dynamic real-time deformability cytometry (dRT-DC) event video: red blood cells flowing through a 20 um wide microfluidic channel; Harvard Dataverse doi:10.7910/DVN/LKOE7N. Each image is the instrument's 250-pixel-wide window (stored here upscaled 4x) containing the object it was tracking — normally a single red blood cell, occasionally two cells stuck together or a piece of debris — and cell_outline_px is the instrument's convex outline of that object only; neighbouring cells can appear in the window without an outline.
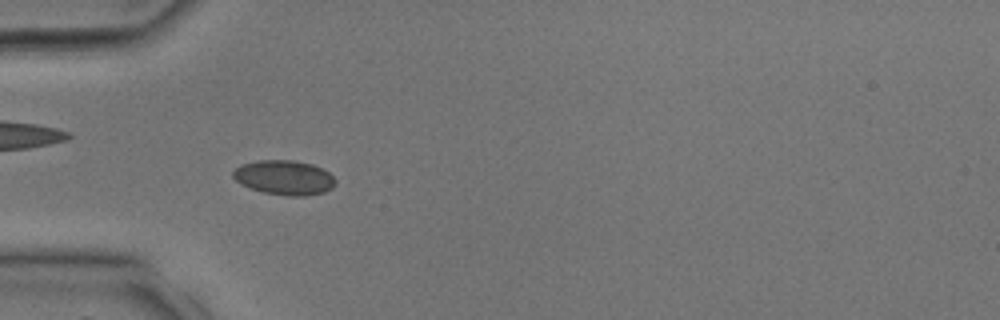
{"species": "common noctule bat (a hibernating species)", "species_latin": "Nyctalus noctula", "temperature_condition": "room temperature", "stored_images_in_passage": 34, "camera_frame_rate_fps": 3000, "um_per_image_px": 0.085, "animal": {"sex": "male", "body_mass_g": 17.9, "forearm_length_mm": 54.2}, "frame": {"image": 1, "passage_image": 11, "time_ms": 3.333, "image_size_px": [1000, 320], "cell_outline_px": [[336, 184], [332, 188], [324, 192], [304, 196], [288, 196], [264, 192], [240, 184], [232, 176], [232, 172], [240, 164], [260, 160], [292, 160], [312, 164], [328, 172], [336, 180]], "centroid_in_image_um": [24.16, 15.09], "position_along_channel_um": 60.8, "area_um2": 20.58}}
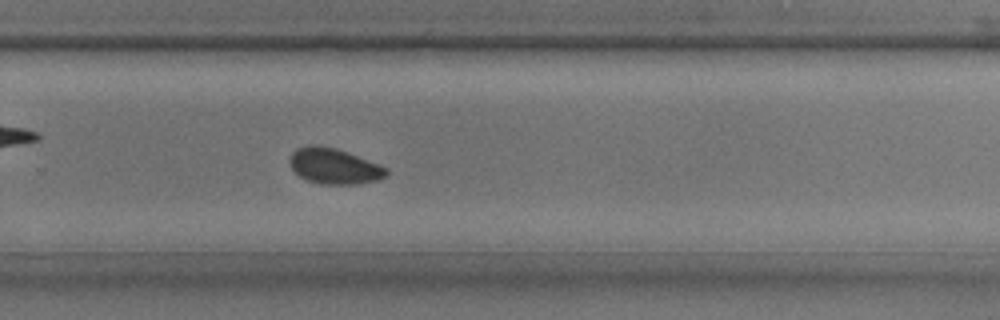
{"frame": {"image": 2, "passage_image": 23, "time_ms": 7.333, "image_size_px": [1000, 320], "cell_outline_px": [[388, 176], [376, 180], [356, 184], [320, 184], [308, 180], [300, 176], [292, 168], [288, 160], [292, 152], [296, 148], [308, 144], [316, 144], [336, 148], [348, 152], [380, 164], [388, 168]], "centroid_in_image_um": [28.4, 14.1], "position_along_channel_um": 301.4, "area_um2": 20.29}}
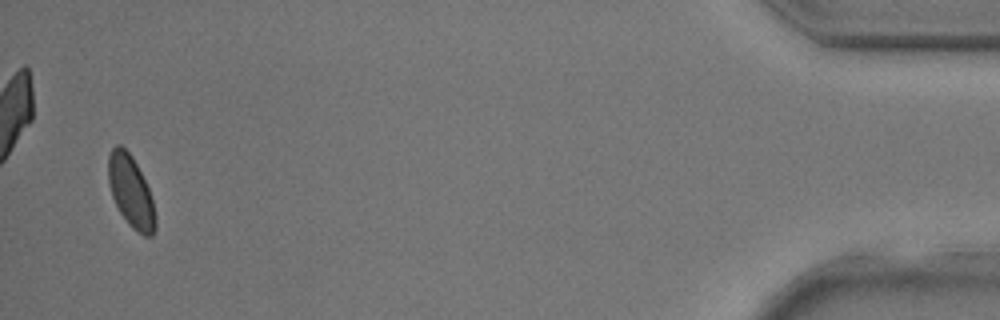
{"frame": {"image": 3, "passage_image": 33, "time_ms": 10.667, "image_size_px": [1000, 320], "cell_outline_px": [[156, 228], [152, 236], [144, 236], [132, 228], [128, 224], [120, 212], [112, 196], [108, 180], [108, 156], [112, 148], [116, 144], [120, 144], [132, 156], [148, 188], [152, 200], [156, 216]], "centroid_in_image_um": [11.12, 16.3], "position_along_channel_um": 424.1, "area_um2": 19.54}}